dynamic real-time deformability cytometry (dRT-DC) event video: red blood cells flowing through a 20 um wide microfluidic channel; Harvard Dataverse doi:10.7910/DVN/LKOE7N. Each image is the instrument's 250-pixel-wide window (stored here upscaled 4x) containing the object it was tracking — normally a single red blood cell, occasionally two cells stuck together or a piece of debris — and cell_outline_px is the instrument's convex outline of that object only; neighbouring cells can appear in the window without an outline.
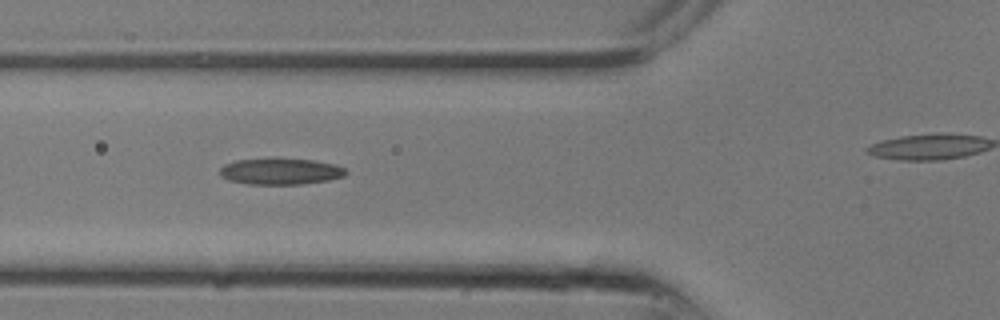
{"species": "common noctule bat (a hibernating species)", "species_latin": "Nyctalus noctula", "temperature_condition": "room temperature", "stored_images_in_passage": 16, "camera_frame_rate_fps": 3000, "um_per_image_px": 0.085, "animal": {"sex": "male", "body_mass_g": 13.3}, "frame": {"image": 1, "passage_image": 9, "time_ms": 2.667, "image_size_px": [1000, 320], "cell_outline_px": [[348, 172], [344, 176], [328, 180], [300, 184], [248, 184], [228, 180], [220, 176], [220, 168], [224, 164], [236, 160], [272, 156], [312, 160], [336, 164], [344, 168]], "centroid_in_image_um": [23.81, 14.53], "position_along_channel_um": 102.0, "area_um2": 19.94}}
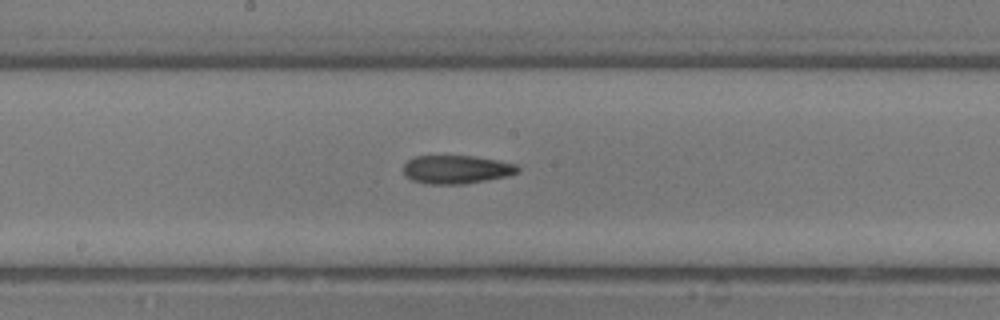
{"frame": {"image": 2, "passage_image": 13, "time_ms": 4.0, "image_size_px": [1000, 320], "cell_outline_px": [[520, 168], [516, 172], [508, 176], [464, 184], [428, 184], [412, 180], [404, 176], [404, 164], [412, 156], [476, 156], [516, 164]], "centroid_in_image_um": [38.76, 14.4], "position_along_channel_um": 209.4, "area_um2": 18.96}}
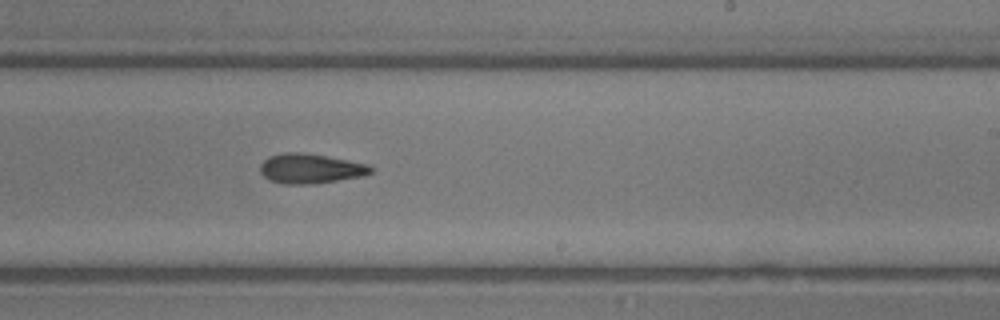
{"frame": {"image": 3, "passage_image": 15, "time_ms": 4.667, "image_size_px": [1000, 320], "cell_outline_px": [[372, 172], [364, 176], [312, 184], [284, 184], [268, 180], [260, 172], [260, 164], [268, 156], [284, 152], [304, 152], [368, 164], [372, 168]], "centroid_in_image_um": [26.35, 14.33], "position_along_channel_um": 262.6, "area_um2": 19.25}}